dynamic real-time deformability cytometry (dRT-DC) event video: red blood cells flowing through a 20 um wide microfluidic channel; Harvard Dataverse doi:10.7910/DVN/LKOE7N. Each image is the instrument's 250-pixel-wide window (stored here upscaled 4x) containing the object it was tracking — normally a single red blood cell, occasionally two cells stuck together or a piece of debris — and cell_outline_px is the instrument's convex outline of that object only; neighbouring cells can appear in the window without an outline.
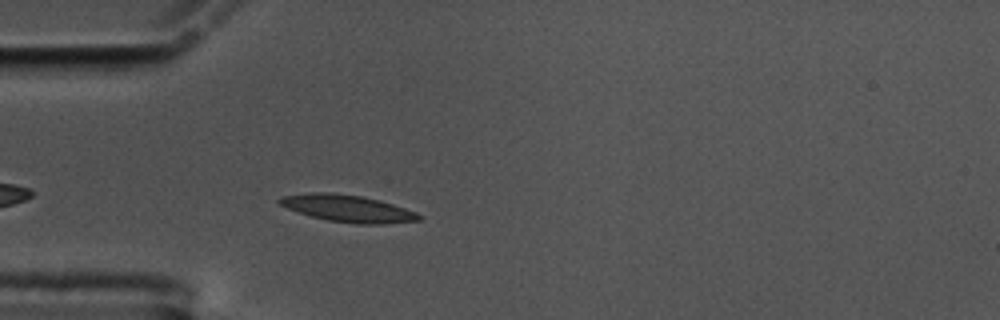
{"species": "common noctule bat (a hibernating species)", "species_latin": "Nyctalus noctula", "temperature_condition": "cold", "stored_images_in_passage": 47, "camera_frame_rate_fps": 3000, "um_per_image_px": 0.085, "animal": {"sex": "male", "body_mass_g": 17.5, "forearm_length_mm": 52.3}, "frame": {"image": 1, "passage_image": 5, "time_ms": 1.333, "image_size_px": [1000, 320], "cell_outline_px": [[420, 220], [384, 224], [356, 224], [328, 220], [312, 216], [288, 208], [280, 204], [276, 200], [280, 196], [312, 192], [332, 192], [360, 196], [392, 204], [416, 212], [420, 216]], "centroid_in_image_um": [29.52, 17.71], "position_along_channel_um": 55.5, "area_um2": 21.62}}
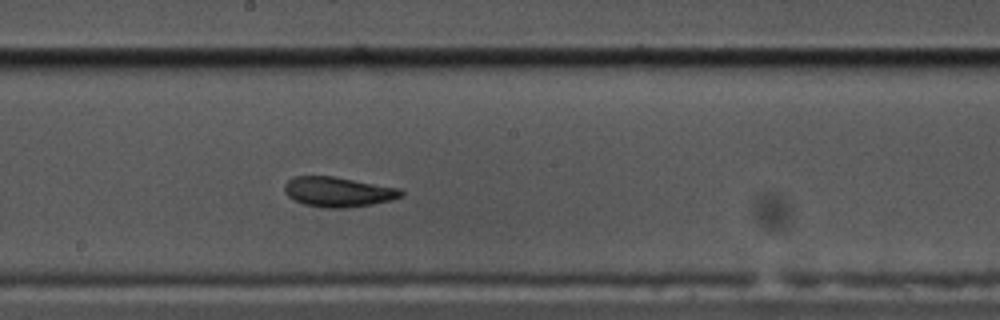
{"frame": {"image": 2, "passage_image": 20, "time_ms": 6.333, "image_size_px": [1000, 320], "cell_outline_px": [[404, 196], [392, 200], [372, 204], [348, 208], [324, 208], [304, 204], [288, 196], [284, 192], [284, 184], [288, 180], [296, 176], [336, 176], [400, 188], [404, 192]], "centroid_in_image_um": [28.77, 16.31], "position_along_channel_um": 219.4, "area_um2": 20.58}}
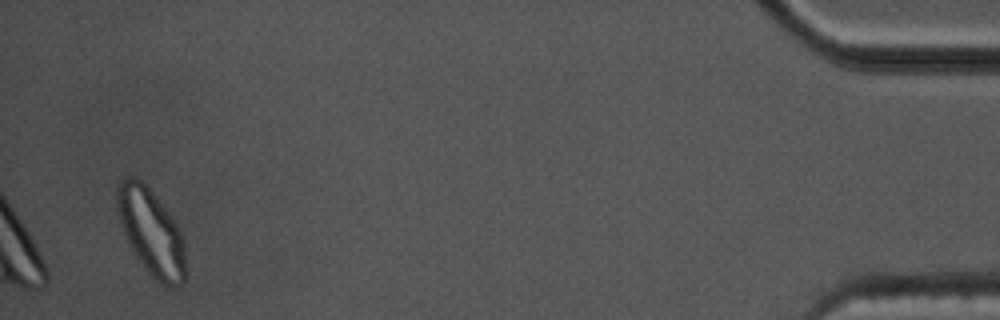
{"frame": {"image": 3, "passage_image": 45, "time_ms": 14.667, "image_size_px": [1000, 320], "cell_outline_px": [[184, 284], [176, 288], [168, 288], [156, 280], [144, 268], [136, 256], [120, 224], [116, 204], [116, 188], [120, 180], [124, 176], [132, 176], [140, 180], [156, 196], [176, 220], [180, 228], [184, 244]], "centroid_in_image_um": [12.85, 19.72], "position_along_channel_um": 422.3, "area_um2": 34.62}, "authors_computed_cell_mechanics": {"area_um2": 20.7502, "velocity_mm_per_s": 3.4042, "shape_relaxation_time_tau1_ms": 3.5707, "shape_relaxation_time_tau2_ms": 3.1114, "deformation_change_tau1": 0.1429, "deformation_change_tau2": 0.0711}}